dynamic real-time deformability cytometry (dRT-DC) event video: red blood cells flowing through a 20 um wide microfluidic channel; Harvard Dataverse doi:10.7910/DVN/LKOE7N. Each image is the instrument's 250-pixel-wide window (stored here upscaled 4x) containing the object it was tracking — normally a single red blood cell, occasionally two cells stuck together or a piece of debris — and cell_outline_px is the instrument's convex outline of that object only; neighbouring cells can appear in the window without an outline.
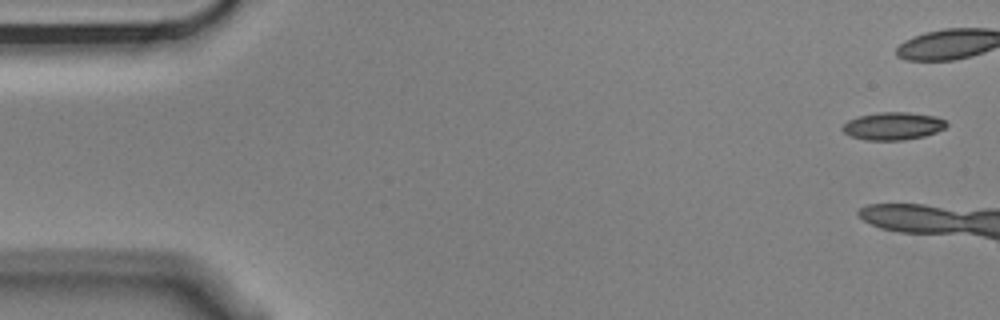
{"species": "Egyptian fruit bat (a non-hibernating species)", "species_latin": "Rousettus aegyptiacus", "temperature_condition": "cold", "stored_images_in_passage": 5, "camera_frame_rate_fps": 3000, "um_per_image_px": 0.085, "animal": {"sex": "male"}, "frame": {"image": 1, "passage_image": 1, "time_ms": 0.0, "image_size_px": [1000, 320], "cell_outline_px": [[948, 124], [944, 128], [936, 132], [924, 136], [904, 140], [864, 140], [852, 136], [844, 132], [840, 128], [848, 120], [860, 116], [880, 112], [908, 112], [936, 116], [944, 120]], "centroid_in_image_um": [75.91, 10.71], "position_along_channel_um": 9.1, "area_um2": 16.7}}